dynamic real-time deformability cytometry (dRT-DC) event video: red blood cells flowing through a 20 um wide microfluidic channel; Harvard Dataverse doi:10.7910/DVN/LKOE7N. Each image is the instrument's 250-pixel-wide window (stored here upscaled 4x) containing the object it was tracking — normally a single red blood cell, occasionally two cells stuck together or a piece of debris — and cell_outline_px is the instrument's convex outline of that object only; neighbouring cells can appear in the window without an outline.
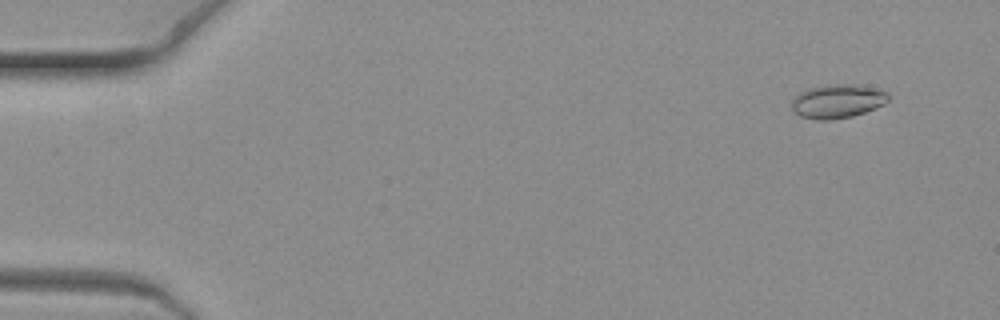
{"species": "common noctule bat (a hibernating species)", "species_latin": "Nyctalus noctula", "temperature_condition": "warm", "stored_images_in_passage": 9, "camera_frame_rate_fps": 3000, "um_per_image_px": 0.085, "animal": {"sex": "female", "body_mass_g": 19.3, "forearm_length_mm": 54.1}, "frame": {"image": 1, "passage_image": 2, "time_ms": 0.333, "image_size_px": [1000, 320], "cell_outline_px": [[888, 100], [884, 104], [864, 112], [852, 116], [832, 120], [820, 120], [800, 116], [792, 112], [792, 100], [800, 92], [808, 88], [828, 84], [856, 84], [888, 92]], "centroid_in_image_um": [71.16, 8.6], "position_along_channel_um": 13.8, "area_um2": 19.02}}
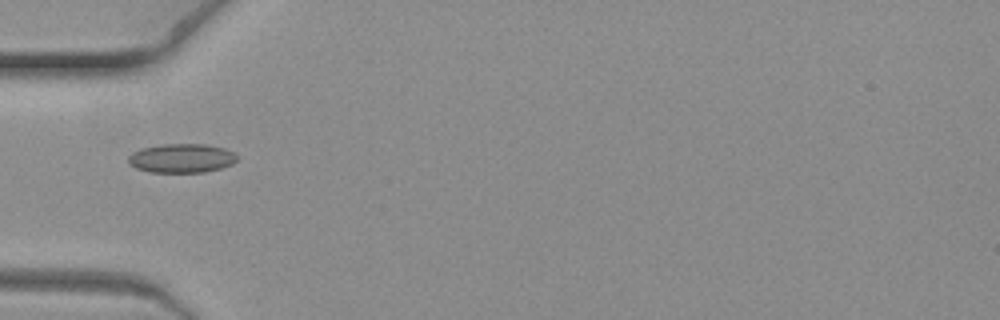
{"frame": {"image": 2, "passage_image": 7, "time_ms": 2.0, "image_size_px": [1000, 320], "cell_outline_px": [[236, 160], [232, 164], [220, 168], [204, 172], [148, 172], [136, 168], [128, 164], [128, 156], [132, 152], [140, 148], [164, 144], [208, 144], [224, 148], [232, 152], [236, 156]], "centroid_in_image_um": [15.39, 13.44], "position_along_channel_um": 69.6, "area_um2": 18.44}}
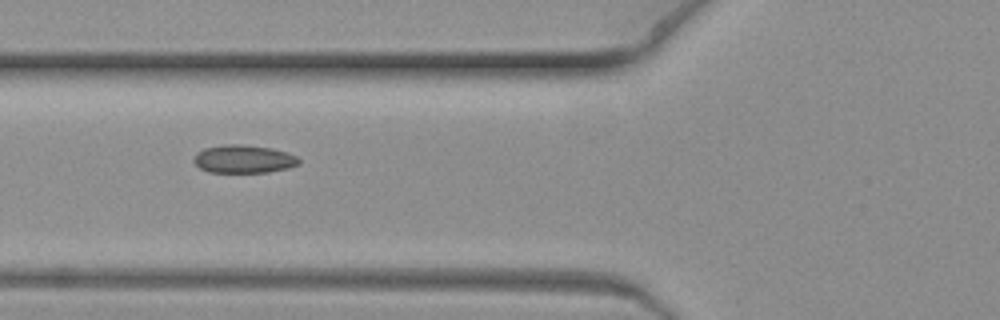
{"frame": {"image": 3, "passage_image": 8, "time_ms": 2.333, "image_size_px": [1000, 320], "cell_outline_px": [[300, 164], [288, 168], [268, 172], [208, 172], [200, 168], [192, 160], [196, 152], [204, 148], [224, 144], [240, 144], [272, 148], [288, 152], [296, 156], [300, 160]], "centroid_in_image_um": [20.71, 13.51], "position_along_channel_um": 105.1, "area_um2": 17.34}}